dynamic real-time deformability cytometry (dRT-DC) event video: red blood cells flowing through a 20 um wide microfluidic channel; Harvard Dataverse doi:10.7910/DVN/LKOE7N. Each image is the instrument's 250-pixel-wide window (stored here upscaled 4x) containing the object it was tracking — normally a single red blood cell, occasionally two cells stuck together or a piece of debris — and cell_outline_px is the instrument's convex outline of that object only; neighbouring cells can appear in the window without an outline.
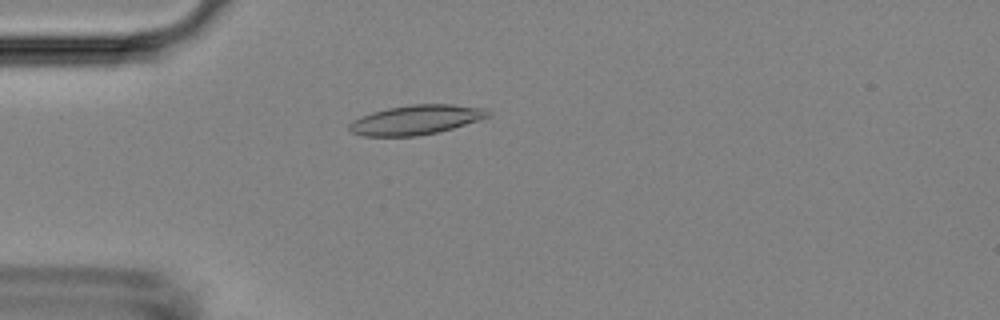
{"species": "Egyptian fruit bat (a non-hibernating species)", "species_latin": "Rousettus aegyptiacus", "temperature_condition": "room temperature", "stored_images_in_passage": 43, "camera_frame_rate_fps": 3000, "um_per_image_px": 0.085, "animal": {"sex": "female"}, "frame": {"image": 1, "passage_image": 5, "time_ms": 1.333, "image_size_px": [1000, 320], "cell_outline_px": [[492, 116], [480, 120], [440, 132], [416, 136], [360, 136], [352, 132], [348, 128], [348, 124], [352, 120], [360, 116], [372, 112], [388, 108], [412, 104], [452, 104], [484, 108], [492, 112]], "centroid_in_image_um": [35.38, 10.18], "position_along_channel_um": 49.6, "area_um2": 24.16}}
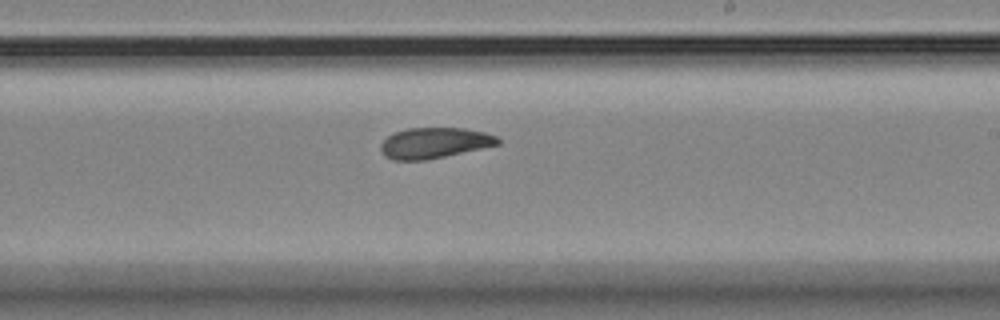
{"frame": {"image": 2, "passage_image": 22, "time_ms": 7.0, "image_size_px": [1000, 320], "cell_outline_px": [[500, 144], [428, 160], [392, 160], [384, 156], [380, 152], [380, 144], [388, 136], [396, 132], [408, 128], [464, 128], [484, 132], [496, 136], [500, 140]], "centroid_in_image_um": [36.9, 12.16], "position_along_channel_um": 252.1, "area_um2": 20.98}}
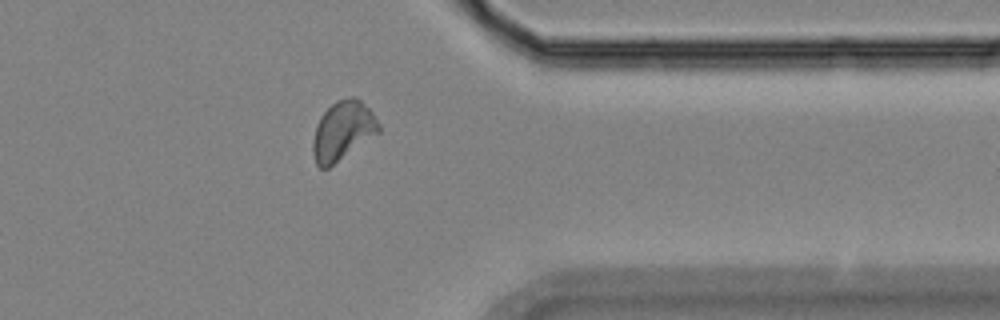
{"frame": {"image": 3, "passage_image": 33, "time_ms": 10.667, "image_size_px": [1000, 320], "cell_outline_px": [[380, 132], [328, 168], [320, 168], [316, 164], [312, 152], [312, 140], [316, 124], [320, 116], [336, 100], [348, 96], [356, 96], [372, 112], [380, 124]], "centroid_in_image_um": [29.12, 11.1], "position_along_channel_um": 382.3, "area_um2": 22.77}, "authors_computed_cell_mechanics": {"area_um2": 21.8484, "velocity_mm_per_s": 3.7796, "shape_relaxation_time_tau1_ms": null, "shape_relaxation_time_tau2_ms": 2.6813, "deformation_change_tau1": null, "deformation_change_tau2": 0.0809}}